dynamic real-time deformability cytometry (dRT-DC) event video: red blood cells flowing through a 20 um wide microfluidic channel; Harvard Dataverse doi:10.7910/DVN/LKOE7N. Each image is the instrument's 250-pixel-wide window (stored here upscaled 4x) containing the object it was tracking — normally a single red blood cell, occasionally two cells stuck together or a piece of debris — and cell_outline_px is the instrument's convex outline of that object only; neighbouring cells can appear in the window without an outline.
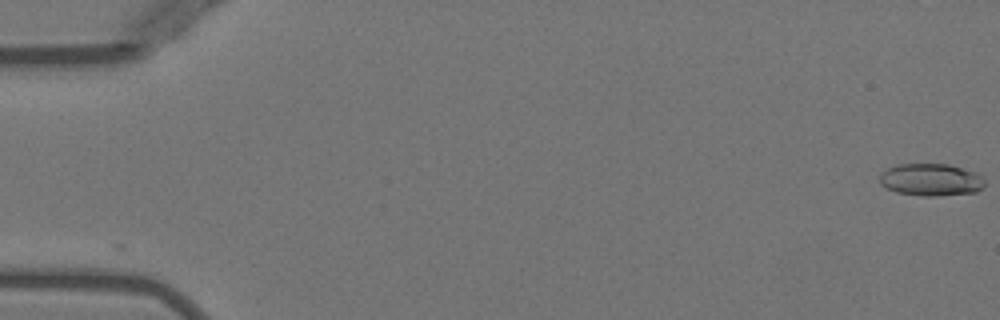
{"species": "Egyptian fruit bat (a non-hibernating species)", "species_latin": "Rousettus aegyptiacus", "temperature_condition": "warm", "stored_images_in_passage": 52, "camera_frame_rate_fps": 3000, "um_per_image_px": 0.085, "animal": {"sex": "female"}, "frame": {"image": 1, "passage_image": 1, "time_ms": 0.0, "image_size_px": [1000, 320], "cell_outline_px": [[984, 188], [976, 192], [936, 196], [920, 196], [896, 192], [880, 184], [880, 172], [896, 164], [948, 164], [976, 172], [984, 180]], "centroid_in_image_um": [79.12, 15.28], "position_along_channel_um": 5.9, "area_um2": 19.88}}
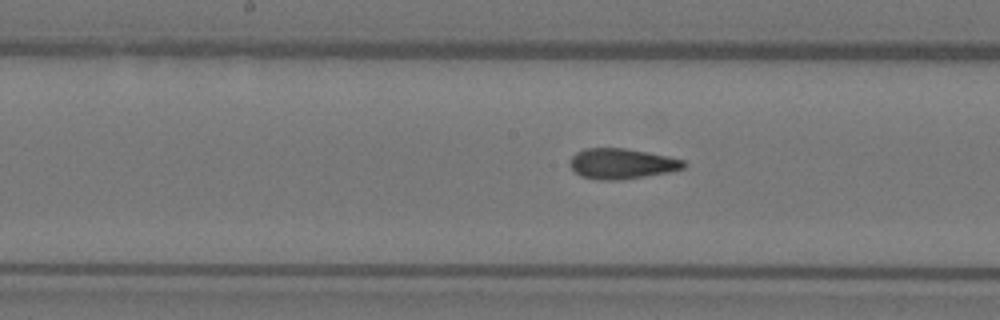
{"frame": {"image": 2, "passage_image": 27, "time_ms": 8.667, "image_size_px": [1000, 320], "cell_outline_px": [[688, 164], [684, 168], [668, 172], [644, 176], [616, 180], [600, 180], [580, 176], [568, 164], [568, 160], [576, 152], [584, 148], [624, 148], [648, 152], [668, 156], [684, 160]], "centroid_in_image_um": [52.83, 13.9], "position_along_channel_um": 195.4, "area_um2": 20.23}}
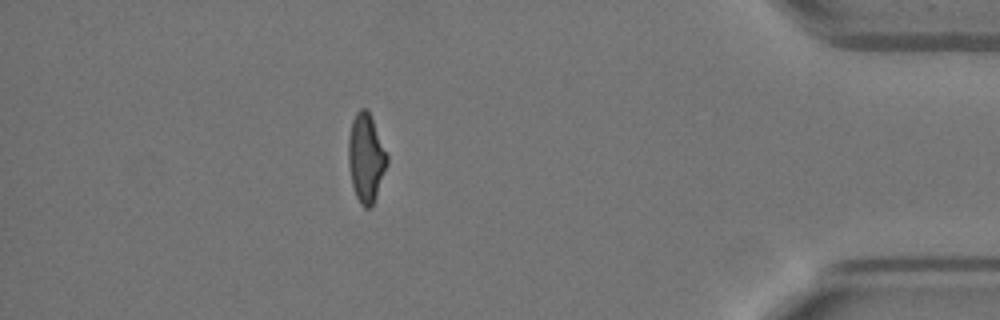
{"frame": {"image": 3, "passage_image": 46, "time_ms": 15.0, "image_size_px": [1000, 320], "cell_outline_px": [[388, 164], [376, 196], [372, 204], [368, 208], [364, 208], [360, 204], [356, 196], [352, 184], [348, 164], [348, 136], [352, 120], [356, 112], [360, 108], [364, 108], [368, 112], [372, 120], [388, 156]], "centroid_in_image_um": [31.09, 13.43], "position_along_channel_um": 404.1, "area_um2": 19.77}, "authors_computed_cell_mechanics": {"area_um2": 19.9988, "velocity_mm_per_s": 3.9925, "shape_relaxation_time_tau1_ms": null, "shape_relaxation_time_tau2_ms": 1.602, "deformation_change_tau1": null, "deformation_change_tau2": 0.0987}}